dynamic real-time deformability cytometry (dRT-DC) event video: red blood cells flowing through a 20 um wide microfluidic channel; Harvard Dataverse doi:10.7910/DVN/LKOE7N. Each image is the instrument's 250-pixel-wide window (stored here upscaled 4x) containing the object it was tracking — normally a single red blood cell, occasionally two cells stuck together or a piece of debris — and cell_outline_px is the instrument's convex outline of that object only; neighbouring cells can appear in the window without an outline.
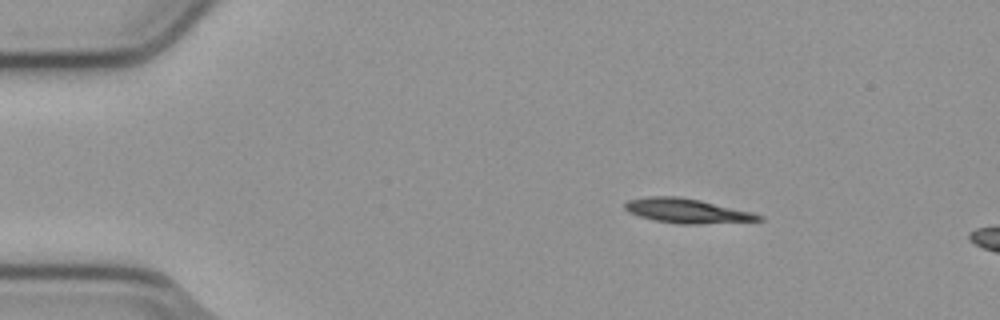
{"species": "common noctule bat (a hibernating species)", "species_latin": "Nyctalus noctula", "temperature_condition": "cold", "stored_images_in_passage": 13, "camera_frame_rate_fps": 3000, "um_per_image_px": 0.085, "animal": {"sex": "male", "body_mass_g": 23.1, "forearm_length_mm": 52.7}, "frame": {"image": 1, "passage_image": 8, "time_ms": 2.333, "image_size_px": [1000, 320], "cell_outline_px": [[764, 220], [700, 224], [676, 224], [656, 220], [640, 216], [628, 212], [624, 208], [624, 204], [628, 200], [648, 196], [676, 196], [700, 200], [752, 212], [764, 216]], "centroid_in_image_um": [58.39, 17.92], "position_along_channel_um": 26.6, "area_um2": 19.02}}